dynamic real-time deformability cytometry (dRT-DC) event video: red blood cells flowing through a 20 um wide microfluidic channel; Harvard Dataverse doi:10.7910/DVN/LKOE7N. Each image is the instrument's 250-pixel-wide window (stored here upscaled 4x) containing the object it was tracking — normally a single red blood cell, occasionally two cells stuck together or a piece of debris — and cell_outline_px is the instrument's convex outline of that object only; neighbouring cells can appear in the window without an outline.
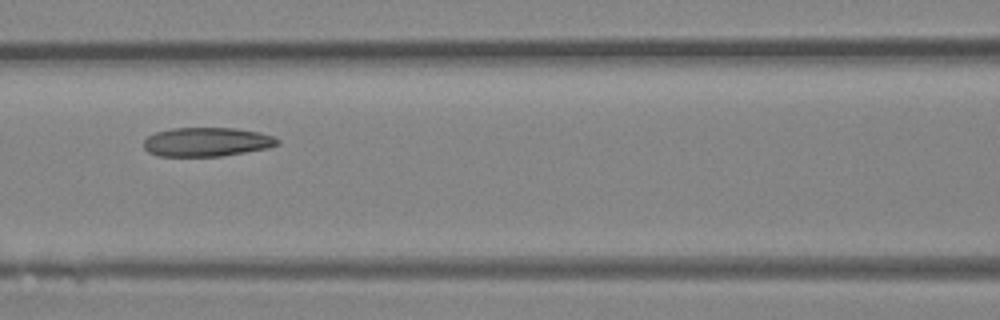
{"species": "Egyptian fruit bat (a non-hibernating species)", "species_latin": "Rousettus aegyptiacus", "temperature_condition": "room temperature", "stored_images_in_passage": 6, "camera_frame_rate_fps": 3000, "um_per_image_px": 0.085, "animal": {"sex": "female"}, "frame": {"image": 1, "passage_image": 6, "time_ms": 1.667, "image_size_px": [1000, 320], "cell_outline_px": [[280, 144], [268, 148], [220, 156], [156, 156], [148, 152], [144, 148], [144, 140], [148, 136], [156, 132], [172, 128], [236, 128], [260, 132], [272, 136], [280, 140]], "centroid_in_image_um": [17.57, 12.06], "position_along_channel_um": 149.0, "area_um2": 22.66}}